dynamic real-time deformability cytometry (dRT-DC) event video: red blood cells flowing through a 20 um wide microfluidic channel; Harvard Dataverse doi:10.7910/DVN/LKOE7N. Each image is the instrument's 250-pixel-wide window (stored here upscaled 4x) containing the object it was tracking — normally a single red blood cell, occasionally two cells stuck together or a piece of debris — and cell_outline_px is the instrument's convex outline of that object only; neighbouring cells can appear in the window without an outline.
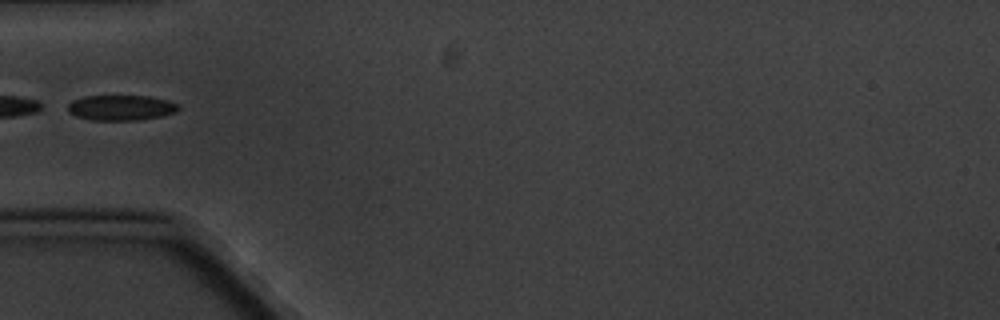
{"species": "common noctule bat (a hibernating species)", "species_latin": "Nyctalus noctula", "temperature_condition": "cold", "stored_images_in_passage": 10, "segment_of_instrument_passage": [2, 2], "camera_frame_rate_fps": 3000, "um_per_image_px": 0.085, "animal": {"sex": "male", "body_mass_g": 20.1, "forearm_length_mm": 53.5}, "frame": {"image": 1, "passage_image": 6, "time_ms": 5.667, "image_size_px": [1000, 320], "cell_outline_px": [[180, 108], [176, 112], [160, 116], [140, 120], [92, 120], [76, 116], [68, 112], [68, 104], [72, 100], [84, 96], [148, 96], [168, 100], [176, 104]], "centroid_in_image_um": [10.27, 9.15], "position_along_channel_um": 74.7, "area_um2": 16.3}}